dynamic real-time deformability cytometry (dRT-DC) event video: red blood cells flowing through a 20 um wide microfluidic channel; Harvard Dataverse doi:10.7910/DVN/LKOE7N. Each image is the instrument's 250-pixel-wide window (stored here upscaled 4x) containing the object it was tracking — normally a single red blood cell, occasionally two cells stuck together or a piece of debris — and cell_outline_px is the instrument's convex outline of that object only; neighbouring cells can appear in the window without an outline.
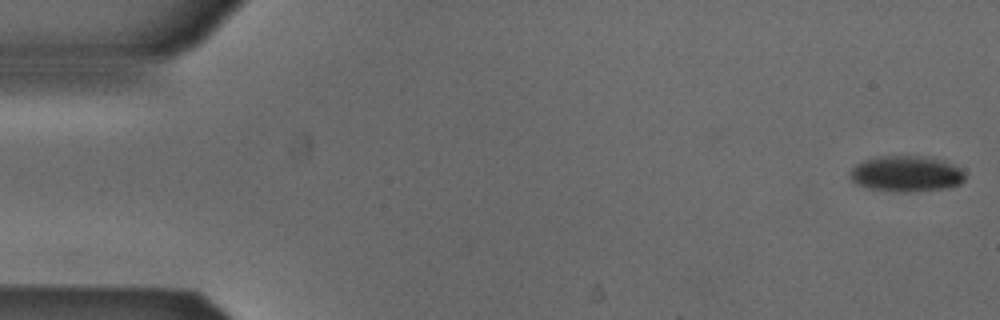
{"species": "Egyptian fruit bat (a non-hibernating species)", "species_latin": "Rousettus aegyptiacus", "temperature_condition": "cold", "stored_images_in_passage": 52, "camera_frame_rate_fps": 3000, "um_per_image_px": 0.085, "animal": {"sex": "male"}, "frame": {"image": 1, "passage_image": 1, "time_ms": 0.0, "image_size_px": [1000, 320], "cell_outline_px": [[964, 180], [960, 184], [944, 188], [904, 192], [872, 188], [856, 184], [852, 180], [852, 168], [856, 164], [864, 160], [880, 156], [924, 156], [944, 160], [960, 168], [964, 172]], "centroid_in_image_um": [77.06, 14.75], "position_along_channel_um": 7.9, "area_um2": 23.64}}
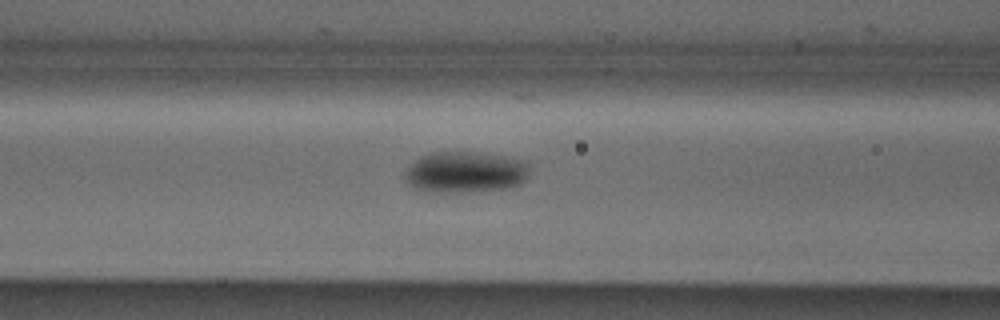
{"frame": {"image": 2, "passage_image": 21, "time_ms": 6.667, "image_size_px": [1000, 320], "cell_outline_px": [[528, 172], [524, 180], [520, 184], [512, 188], [472, 192], [424, 192], [408, 184], [404, 180], [404, 172], [420, 156], [432, 152], [476, 152], [500, 156], [520, 160], [528, 164]], "centroid_in_image_um": [39.51, 14.66], "position_along_channel_um": 127.1, "area_um2": 30.06}}
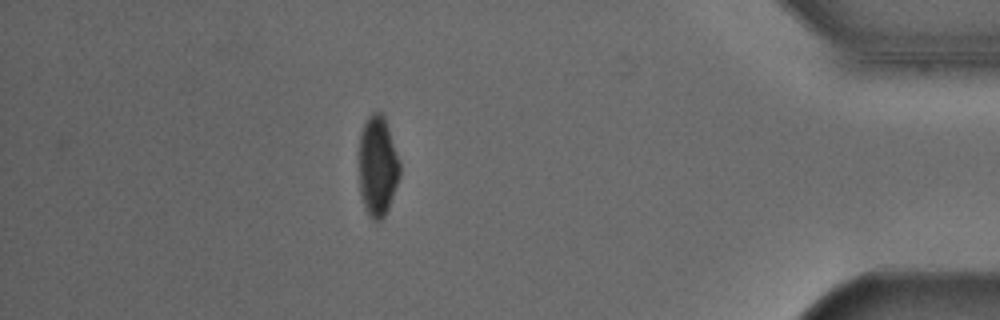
{"frame": {"image": 3, "passage_image": 46, "time_ms": 15.0, "image_size_px": [1000, 320], "cell_outline_px": [[400, 176], [388, 208], [384, 216], [376, 224], [368, 216], [360, 192], [360, 132], [368, 116], [372, 112], [380, 112], [384, 116], [400, 164]], "centroid_in_image_um": [32.1, 14.15], "position_along_channel_um": 403.1, "area_um2": 23.58}, "authors_computed_cell_mechanics": {"area_um2": 26.0967, "velocity_mm_per_s": 3.8857, "shape_relaxation_time_tau1_ms": 4.2295, "shape_relaxation_time_tau2_ms": null, "deformation_change_tau1": 0.1132, "deformation_change_tau2": null}}